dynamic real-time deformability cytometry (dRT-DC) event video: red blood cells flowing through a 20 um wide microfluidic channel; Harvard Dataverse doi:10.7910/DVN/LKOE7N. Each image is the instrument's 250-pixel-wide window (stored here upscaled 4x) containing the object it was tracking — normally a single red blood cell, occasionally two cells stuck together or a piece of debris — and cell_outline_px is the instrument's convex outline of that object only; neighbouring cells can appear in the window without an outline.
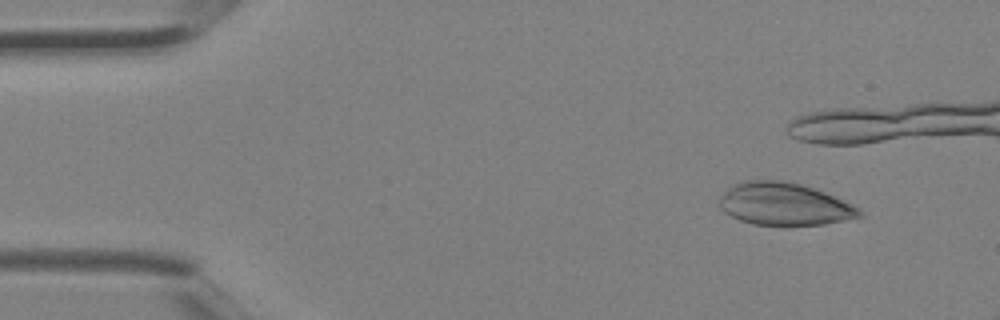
{"species": "Egyptian fruit bat (a non-hibernating species)", "species_latin": "Rousettus aegyptiacus", "temperature_condition": "room temperature", "stored_images_in_passage": 4, "camera_frame_rate_fps": 3000, "um_per_image_px": 0.085, "animal": {"sex": "female"}, "frame": {"image": 1, "passage_image": 4, "time_ms": 1.0, "image_size_px": [1000, 320], "cell_outline_px": [[864, 216], [824, 224], [752, 224], [740, 220], [724, 212], [720, 208], [720, 196], [732, 184], [740, 180], [784, 180], [800, 184], [824, 192], [852, 204]], "centroid_in_image_um": [66.61, 17.32], "position_along_channel_um": 18.4, "area_um2": 34.28}}